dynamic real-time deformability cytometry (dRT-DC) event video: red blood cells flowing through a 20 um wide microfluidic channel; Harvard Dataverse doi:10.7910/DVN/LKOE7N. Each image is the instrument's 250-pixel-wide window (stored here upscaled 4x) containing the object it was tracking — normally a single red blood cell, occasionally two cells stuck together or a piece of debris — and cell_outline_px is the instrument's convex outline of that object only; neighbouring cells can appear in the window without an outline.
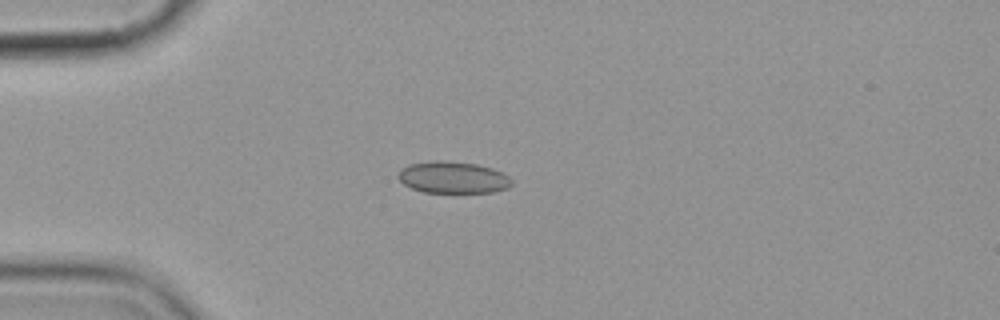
{"species": "common noctule bat (a hibernating species)", "species_latin": "Nyctalus noctula", "temperature_condition": "cold", "stored_images_in_passage": 12, "camera_frame_rate_fps": 3000, "um_per_image_px": 0.085, "animal": {"sex": "female", "body_mass_g": 19.9}, "frame": {"image": 1, "passage_image": 1, "time_ms": 0.0, "image_size_px": [1000, 320], "cell_outline_px": [[512, 184], [508, 188], [492, 192], [424, 192], [412, 188], [404, 184], [396, 176], [396, 172], [400, 168], [408, 164], [432, 160], [444, 160], [476, 164], [492, 168], [504, 172], [512, 180]], "centroid_in_image_um": [38.47, 15.06], "position_along_channel_um": 46.5, "area_um2": 21.27}}
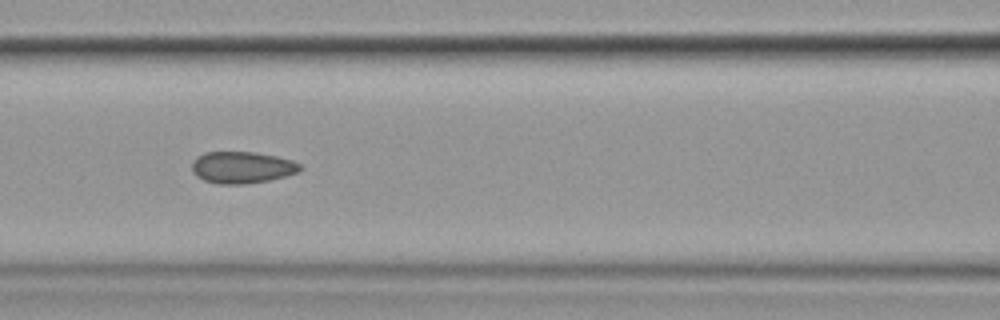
{"frame": {"image": 2, "passage_image": 4, "time_ms": 3.333, "image_size_px": [1000, 320], "cell_outline_px": [[304, 168], [300, 172], [268, 180], [244, 184], [220, 184], [204, 180], [196, 176], [192, 172], [192, 160], [196, 156], [204, 152], [256, 152], [276, 156], [292, 160], [300, 164]], "centroid_in_image_um": [20.56, 14.22], "position_along_channel_um": 146.0, "area_um2": 20.17}}
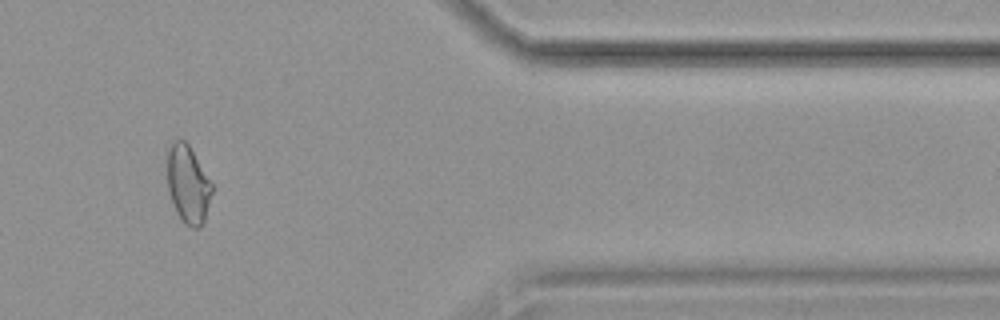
{"frame": {"image": 3, "passage_image": 10, "time_ms": 11.0, "image_size_px": [1000, 320], "cell_outline_px": [[212, 192], [204, 220], [200, 228], [192, 228], [176, 212], [168, 188], [168, 148], [176, 140], [184, 140], [188, 144], [212, 184]], "centroid_in_image_um": [15.98, 15.67], "position_along_channel_um": 395.4, "area_um2": 19.59}, "authors_computed_cell_mechanics": {"area_um2": 19.8832, "velocity_mm_per_s": 3.5825, "shape_relaxation_time_tau1_ms": null, "shape_relaxation_time_tau2_ms": 1.3463, "deformation_change_tau1": null, "deformation_change_tau2": 0.0311}}